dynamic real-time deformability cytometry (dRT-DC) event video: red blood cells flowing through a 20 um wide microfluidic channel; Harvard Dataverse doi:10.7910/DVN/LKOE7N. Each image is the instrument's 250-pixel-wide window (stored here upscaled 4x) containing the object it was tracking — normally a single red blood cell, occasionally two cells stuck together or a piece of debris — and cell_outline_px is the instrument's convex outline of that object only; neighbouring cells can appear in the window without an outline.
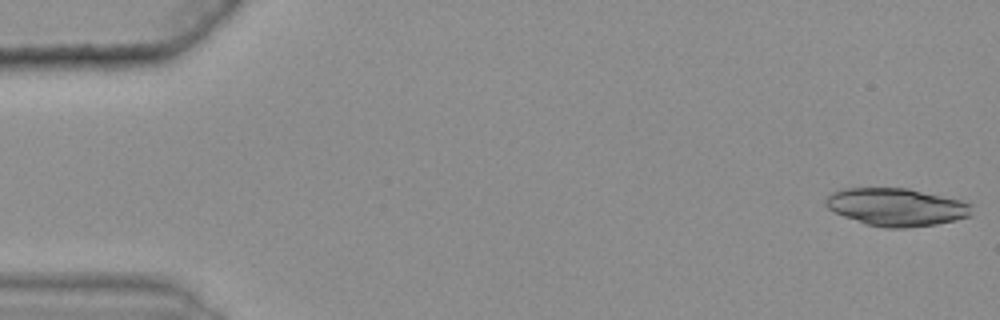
{"species": "common noctule bat (a hibernating species)", "species_latin": "Nyctalus noctula", "temperature_condition": "warm", "stored_images_in_passage": 33, "camera_frame_rate_fps": 3000, "um_per_image_px": 0.085, "animal": {"sex": "female", "body_mass_g": 25.1}, "frame": {"image": 1, "passage_image": 1, "time_ms": 0.0, "image_size_px": [1000, 320], "cell_outline_px": [[972, 216], [936, 224], [904, 228], [884, 228], [864, 224], [844, 216], [828, 208], [824, 204], [824, 200], [832, 192], [844, 188], [908, 188], [960, 200], [972, 204]], "centroid_in_image_um": [76.19, 17.6], "position_along_channel_um": 8.8, "area_um2": 32.19}}